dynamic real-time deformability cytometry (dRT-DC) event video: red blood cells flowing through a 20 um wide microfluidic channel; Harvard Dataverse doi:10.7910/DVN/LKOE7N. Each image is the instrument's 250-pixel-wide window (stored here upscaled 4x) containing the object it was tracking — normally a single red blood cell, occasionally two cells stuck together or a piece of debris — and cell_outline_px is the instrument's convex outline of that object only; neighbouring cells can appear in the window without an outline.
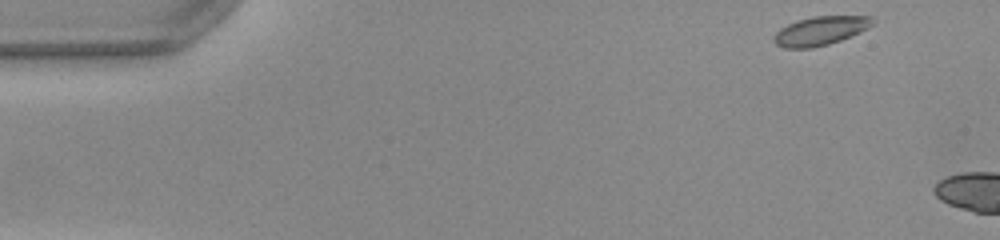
{"species": "common noctule bat (a hibernating species)", "species_latin": "Nyctalus noctula", "temperature_condition": "warm", "stored_images_in_passage": 6, "camera_frame_rate_fps": 3000, "um_per_image_px": 0.085, "animal": {"sex": "female", "body_mass_g": 22.0, "forearm_length_mm": 56.7}, "frame": {"image": 1, "passage_image": 2, "time_ms": 0.333, "image_size_px": [1000, 240], "cell_outline_px": [[876, 20], [868, 28], [860, 32], [840, 40], [828, 44], [812, 48], [784, 48], [776, 44], [772, 40], [776, 32], [780, 28], [796, 20], [812, 16], [872, 16]], "centroid_in_image_um": [69.72, 2.61], "position_along_channel_um": 15.3, "area_um2": 16.65}}